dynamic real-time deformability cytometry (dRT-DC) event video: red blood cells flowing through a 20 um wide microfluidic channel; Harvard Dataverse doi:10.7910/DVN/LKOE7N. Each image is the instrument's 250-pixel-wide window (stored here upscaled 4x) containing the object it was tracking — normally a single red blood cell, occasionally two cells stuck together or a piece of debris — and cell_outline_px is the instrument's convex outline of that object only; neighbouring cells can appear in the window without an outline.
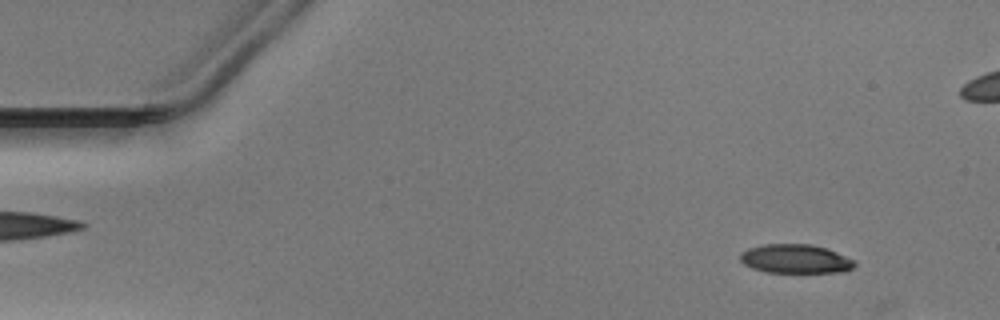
{"species": "Egyptian fruit bat (a non-hibernating species)", "species_latin": "Rousettus aegyptiacus", "temperature_condition": "warm", "stored_images_in_passage": 44, "camera_frame_rate_fps": 3000, "um_per_image_px": 0.085, "animal": {"sex": "male"}, "frame": {"image": 1, "passage_image": 4, "time_ms": 1.0, "image_size_px": [1000, 320], "cell_outline_px": [[856, 264], [852, 268], [844, 272], [768, 272], [752, 268], [744, 264], [740, 260], [740, 252], [748, 248], [764, 244], [812, 244], [828, 248], [856, 260]], "centroid_in_image_um": [67.64, 21.99], "position_along_channel_um": 17.4, "area_um2": 19.48}}
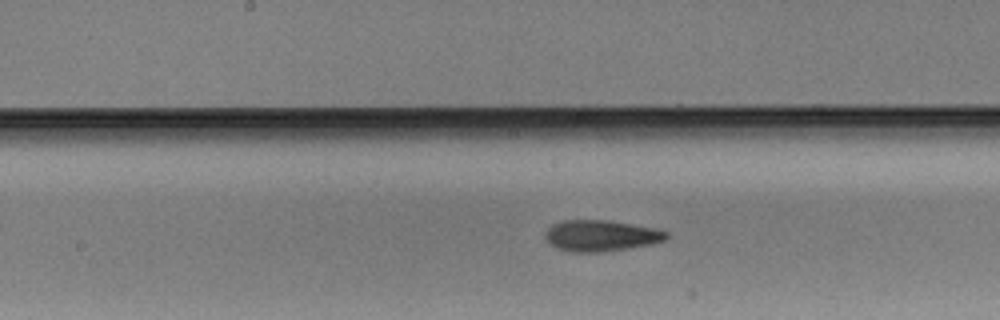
{"frame": {"image": 2, "passage_image": 25, "time_ms": 8.0, "image_size_px": [1000, 320], "cell_outline_px": [[668, 236], [664, 240], [652, 244], [604, 252], [572, 252], [556, 248], [544, 236], [544, 232], [552, 224], [564, 220], [608, 220], [632, 224], [652, 228], [668, 232]], "centroid_in_image_um": [51.06, 20.03], "position_along_channel_um": 197.1, "area_um2": 21.91}}
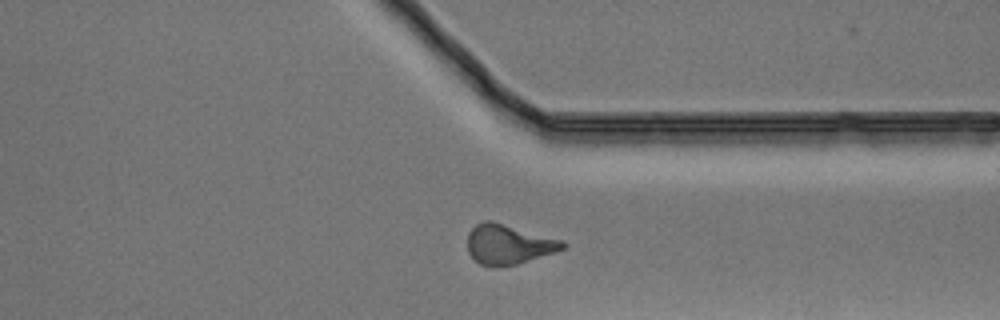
{"frame": {"image": 3, "passage_image": 38, "time_ms": 12.333, "image_size_px": [1000, 320], "cell_outline_px": [[568, 244], [564, 248], [556, 252], [516, 264], [480, 264], [468, 252], [468, 232], [476, 224], [484, 220], [492, 220], [564, 240]], "centroid_in_image_um": [43.26, 20.72], "position_along_channel_um": 368.1, "area_um2": 21.79}}